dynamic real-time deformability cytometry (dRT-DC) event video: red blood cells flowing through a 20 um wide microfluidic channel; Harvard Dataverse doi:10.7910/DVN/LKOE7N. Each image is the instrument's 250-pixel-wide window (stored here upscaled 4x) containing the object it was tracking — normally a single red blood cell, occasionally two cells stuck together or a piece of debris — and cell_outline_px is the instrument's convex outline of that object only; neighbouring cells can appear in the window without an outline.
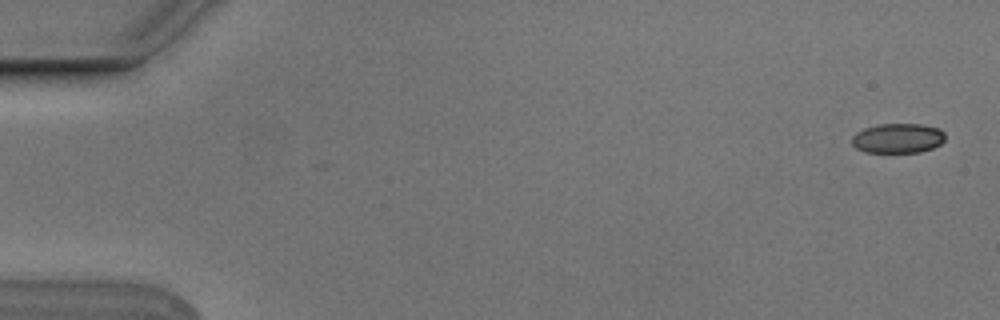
{"species": "Egyptian fruit bat (a non-hibernating species)", "species_latin": "Rousettus aegyptiacus", "temperature_condition": "cold", "stored_images_in_passage": 6, "camera_frame_rate_fps": 3000, "um_per_image_px": 0.085, "animal": {"sex": "male"}, "frame": {"image": 1, "passage_image": 1, "time_ms": 0.0, "image_size_px": [1000, 320], "cell_outline_px": [[944, 140], [940, 144], [932, 148], [920, 152], [864, 152], [856, 148], [852, 144], [852, 136], [856, 132], [864, 128], [876, 124], [920, 124], [940, 128], [944, 132]], "centroid_in_image_um": [76.3, 11.74], "position_along_channel_um": 8.7, "area_um2": 16.24}}
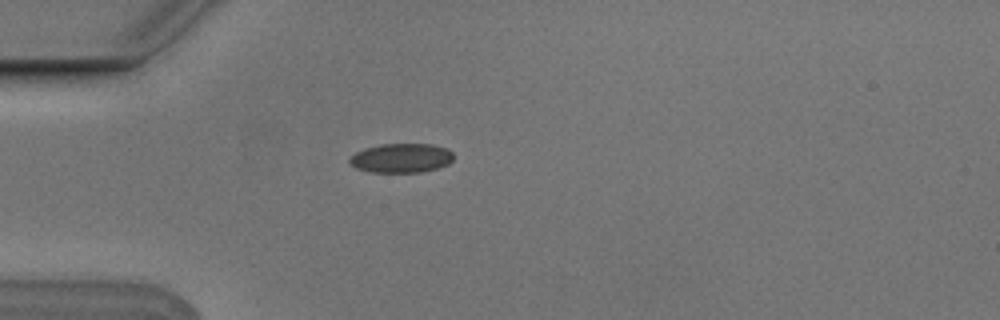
{"frame": {"image": 2, "passage_image": 5, "time_ms": 1.333, "image_size_px": [1000, 320], "cell_outline_px": [[452, 160], [448, 164], [436, 168], [420, 172], [372, 172], [356, 168], [348, 160], [356, 152], [364, 148], [380, 144], [432, 144], [448, 148], [452, 152]], "centroid_in_image_um": [34.11, 13.42], "position_along_channel_um": 50.9, "area_um2": 17.63}}